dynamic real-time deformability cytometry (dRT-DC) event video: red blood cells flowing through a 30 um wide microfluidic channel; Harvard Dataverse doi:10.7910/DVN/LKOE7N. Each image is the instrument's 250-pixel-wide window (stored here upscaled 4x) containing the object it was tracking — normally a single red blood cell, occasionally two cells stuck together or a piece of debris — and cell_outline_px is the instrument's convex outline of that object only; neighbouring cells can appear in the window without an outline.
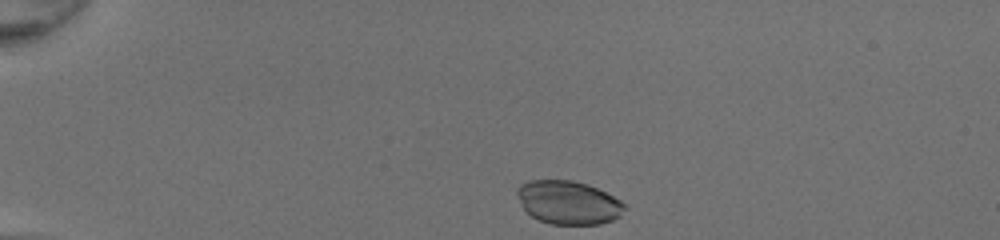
{"species": "common noctule bat (a hibernating species)", "species_latin": "Nyctalus noctula", "temperature_condition": "room temperature", "stored_images_in_passage": 33, "camera_frame_rate_fps": 3000, "um_per_image_px": 0.085, "animal": {"sex": "female", "body_mass_g": 20.0, "forearm_length_mm": 54.0}, "frame": {"image": 1, "passage_image": 1, "time_ms": 0.0, "image_size_px": [1000, 240], "cell_outline_px": [[628, 208], [620, 216], [612, 220], [600, 224], [548, 224], [532, 216], [524, 208], [516, 192], [516, 188], [520, 184], [528, 180], [572, 180], [588, 184], [620, 200]], "centroid_in_image_um": [48.32, 17.21], "position_along_channel_um": 36.7, "area_um2": 27.17}}
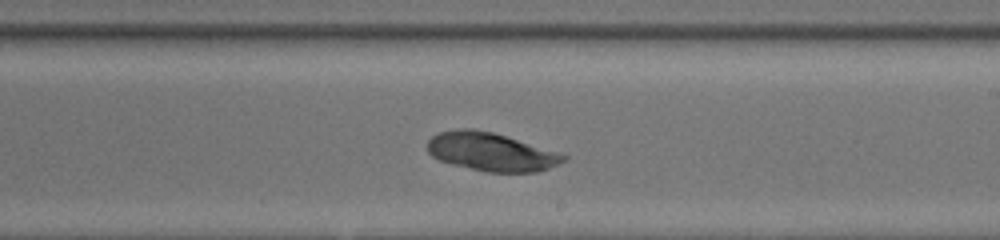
{"frame": {"image": 2, "passage_image": 21, "time_ms": 6.667, "image_size_px": [1000, 240], "cell_outline_px": [[568, 156], [564, 160], [548, 168], [536, 172], [488, 172], [452, 164], [440, 160], [432, 156], [428, 152], [428, 140], [436, 132], [456, 128], [472, 128], [492, 132], [564, 152]], "centroid_in_image_um": [41.76, 12.88], "position_along_channel_um": 247.2, "area_um2": 30.69}}
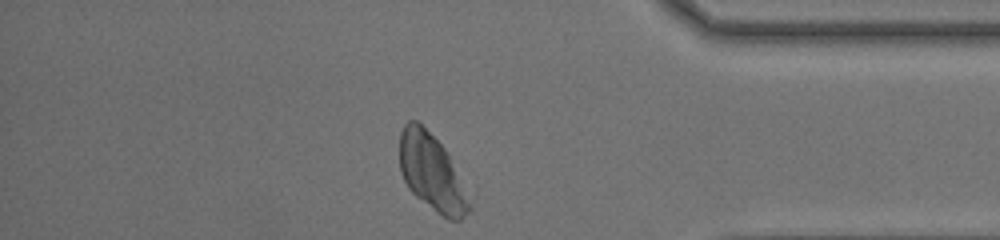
{"frame": {"image": 3, "passage_image": 33, "time_ms": 10.667, "image_size_px": [1000, 240], "cell_outline_px": [[472, 208], [460, 220], [448, 220], [416, 196], [408, 188], [400, 172], [400, 132], [404, 124], [408, 120], [416, 120], [444, 148], [472, 204]], "centroid_in_image_um": [36.67, 14.69], "position_along_channel_um": 398.5, "area_um2": 30.35}}